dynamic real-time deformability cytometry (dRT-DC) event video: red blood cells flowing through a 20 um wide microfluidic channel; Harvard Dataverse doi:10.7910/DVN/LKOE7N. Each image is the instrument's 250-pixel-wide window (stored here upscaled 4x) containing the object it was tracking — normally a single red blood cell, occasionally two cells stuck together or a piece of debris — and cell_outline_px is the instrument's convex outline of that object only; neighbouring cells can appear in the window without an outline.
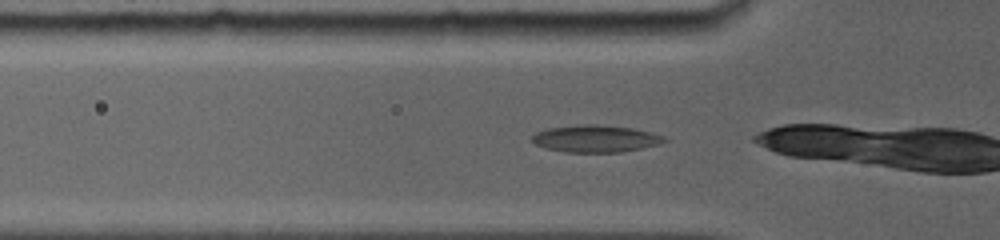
{"species": "common noctule bat (a hibernating species)", "species_latin": "Nyctalus noctula", "temperature_condition": "room temperature", "stored_images_in_passage": 25, "camera_frame_rate_fps": 5000, "um_per_image_px": 0.085, "animal": {"sex": "female", "body_mass_g": 19.0, "forearm_length_mm": 56.7}, "frame": {"image": 1, "passage_image": 2, "time_ms": 0.4, "image_size_px": [1000, 240], "cell_outline_px": [[668, 140], [660, 144], [620, 152], [564, 152], [544, 148], [528, 140], [536, 132], [548, 128], [576, 124], [596, 124], [632, 128], [664, 136]], "centroid_in_image_um": [50.56, 11.78], "position_along_channel_um": 75.2, "area_um2": 20.98}}
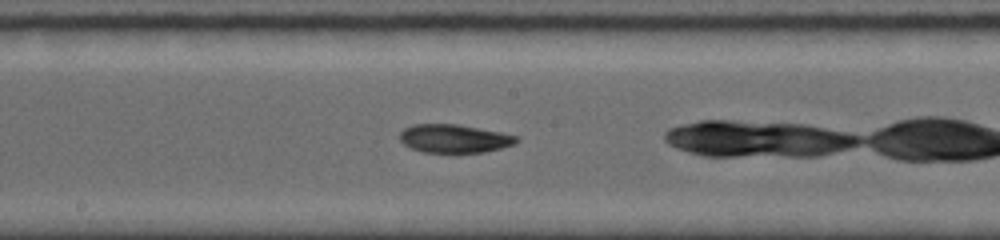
{"frame": {"image": 2, "passage_image": 11, "time_ms": 3.8, "image_size_px": [1000, 240], "cell_outline_px": [[520, 140], [516, 144], [484, 152], [452, 156], [424, 152], [412, 148], [404, 144], [400, 140], [400, 132], [404, 128], [412, 124], [456, 124], [500, 132], [520, 136]], "centroid_in_image_um": [38.63, 11.82], "position_along_channel_um": 209.6, "area_um2": 20.11}}
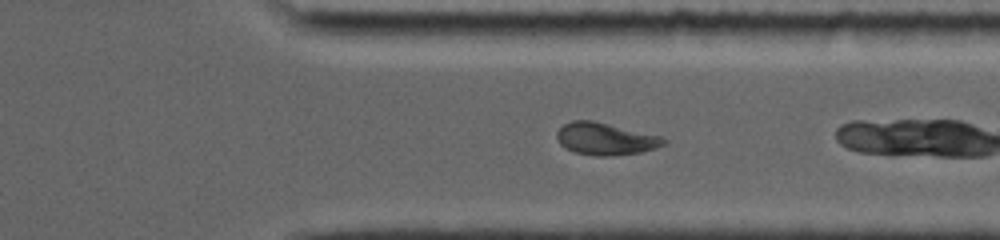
{"frame": {"image": 3, "passage_image": 21, "time_ms": 7.6, "image_size_px": [1000, 240], "cell_outline_px": [[668, 140], [664, 144], [656, 148], [640, 152], [612, 156], [596, 156], [576, 152], [560, 144], [556, 136], [556, 132], [564, 124], [572, 120], [592, 120], [664, 136]], "centroid_in_image_um": [51.5, 11.79], "position_along_channel_um": 359.9, "area_um2": 20.11}, "authors_computed_cell_mechanics": {"area_um2": 19.7676, "velocity_mm_per_s": 3.9544, "shape_relaxation_time_tau1_ms": null, "shape_relaxation_time_tau2_ms": 4.1764, "deformation_change_tau1": null, "deformation_change_tau2": 0.0927}}